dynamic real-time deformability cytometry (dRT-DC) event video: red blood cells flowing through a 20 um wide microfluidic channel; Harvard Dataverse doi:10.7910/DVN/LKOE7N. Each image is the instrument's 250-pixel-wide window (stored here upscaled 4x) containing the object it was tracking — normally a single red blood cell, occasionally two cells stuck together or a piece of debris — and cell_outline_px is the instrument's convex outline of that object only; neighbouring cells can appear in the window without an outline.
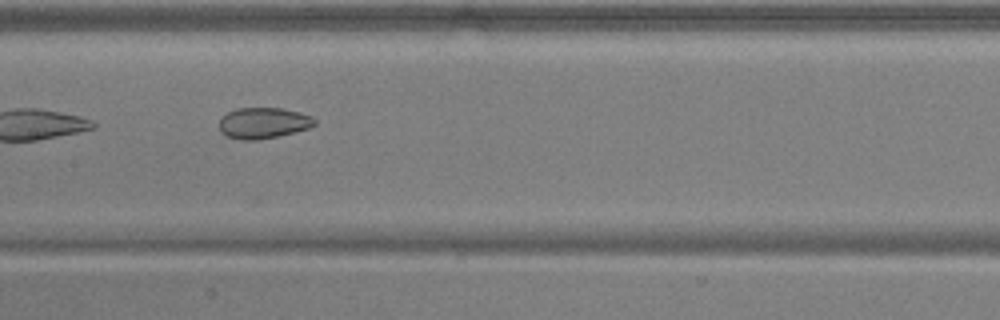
{"species": "common noctule bat (a hibernating species)", "species_latin": "Nyctalus noctula", "temperature_condition": "warm", "stored_images_in_passage": 14, "camera_frame_rate_fps": 3000, "um_per_image_px": 0.085, "animal": {"sex": "male", "body_mass_g": 17.9, "forearm_length_mm": 54.2}, "frame": {"image": 1, "passage_image": 7, "time_ms": 2.0, "image_size_px": [1000, 320], "cell_outline_px": [[316, 124], [308, 128], [260, 140], [240, 140], [224, 136], [220, 132], [220, 120], [228, 112], [236, 108], [284, 108], [300, 112], [312, 116], [316, 120]], "centroid_in_image_um": [22.37, 10.45], "position_along_channel_um": 185.0, "area_um2": 17.28}}
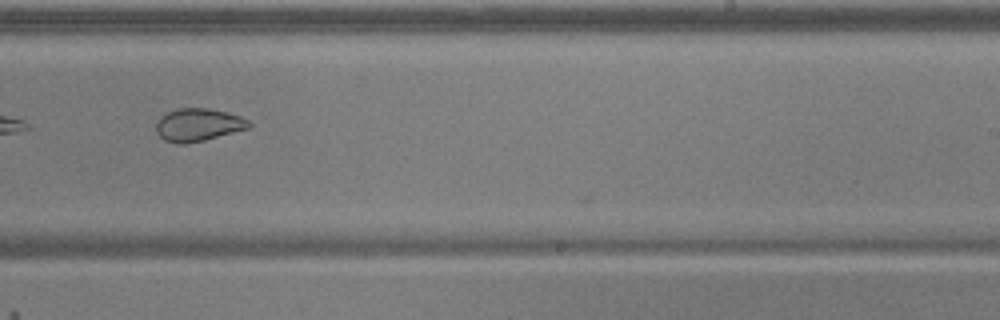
{"frame": {"image": 2, "passage_image": 9, "time_ms": 2.667, "image_size_px": [1000, 320], "cell_outline_px": [[252, 124], [248, 128], [204, 140], [184, 144], [180, 144], [164, 140], [156, 132], [156, 124], [160, 116], [168, 112], [180, 108], [208, 108], [228, 112], [240, 116], [248, 120]], "centroid_in_image_um": [16.84, 10.6], "position_along_channel_um": 272.2, "area_um2": 17.63}}
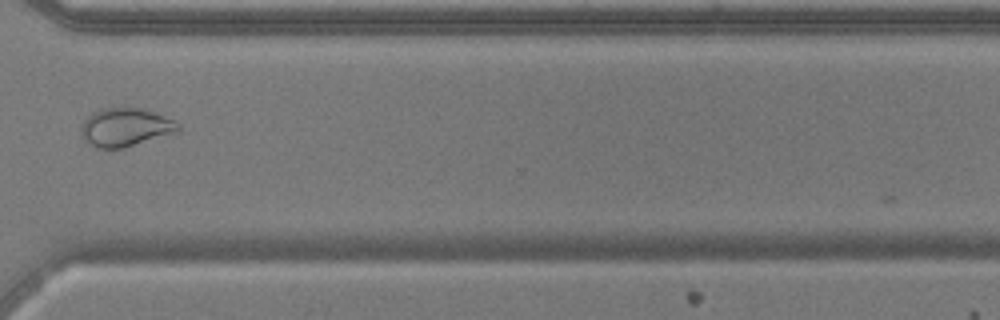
{"frame": {"image": 3, "passage_image": 11, "time_ms": 3.333, "image_size_px": [1000, 320], "cell_outline_px": [[180, 132], [124, 148], [96, 148], [84, 140], [80, 132], [80, 124], [92, 112], [100, 108], [144, 108], [156, 112], [180, 124]], "centroid_in_image_um": [10.66, 10.82], "position_along_channel_um": 359.9, "area_um2": 22.08}}